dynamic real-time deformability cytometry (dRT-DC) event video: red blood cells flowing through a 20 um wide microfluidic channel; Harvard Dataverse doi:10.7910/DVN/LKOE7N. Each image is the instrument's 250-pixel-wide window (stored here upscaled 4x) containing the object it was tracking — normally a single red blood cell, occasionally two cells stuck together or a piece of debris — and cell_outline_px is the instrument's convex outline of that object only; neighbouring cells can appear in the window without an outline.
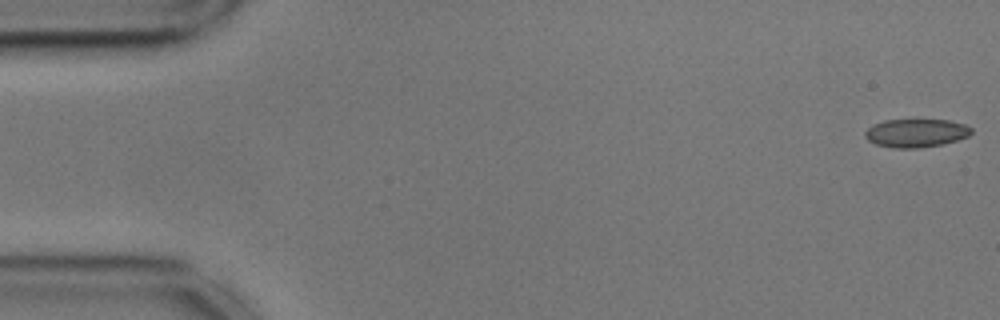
{"species": "common noctule bat (a hibernating species)", "species_latin": "Nyctalus noctula", "temperature_condition": "cold", "stored_images_in_passage": 55, "camera_frame_rate_fps": 3000, "um_per_image_px": 0.085, "animal": {"sex": "male", "body_mass_g": 17.9, "forearm_length_mm": 54.2}, "frame": {"image": 1, "passage_image": 1, "time_ms": 0.0, "image_size_px": [1000, 320], "cell_outline_px": [[972, 132], [968, 136], [956, 140], [940, 144], [916, 148], [892, 148], [876, 144], [868, 140], [864, 136], [864, 132], [872, 124], [884, 120], [948, 120], [964, 124], [972, 128]], "centroid_in_image_um": [77.82, 11.3], "position_along_channel_um": 7.2, "area_um2": 17.46}}
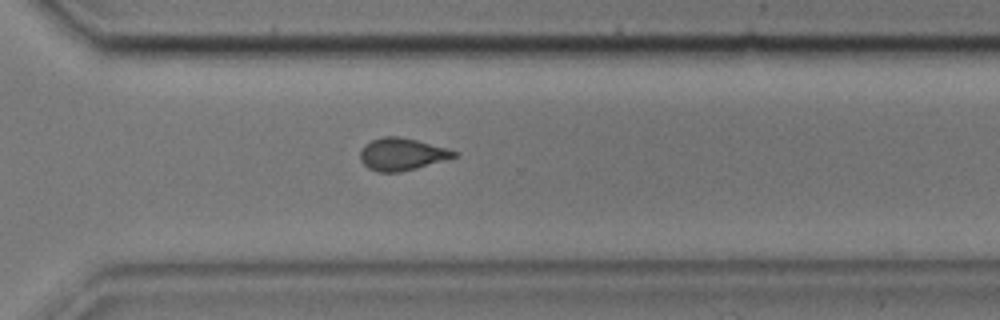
{"frame": {"image": 2, "passage_image": 39, "time_ms": 12.667, "image_size_px": [1000, 320], "cell_outline_px": [[460, 156], [416, 168], [400, 172], [376, 172], [368, 168], [360, 160], [360, 152], [364, 144], [372, 140], [384, 136], [396, 136], [416, 140], [460, 152]], "centroid_in_image_um": [34.17, 13.11], "position_along_channel_um": 336.4, "area_um2": 17.69}}
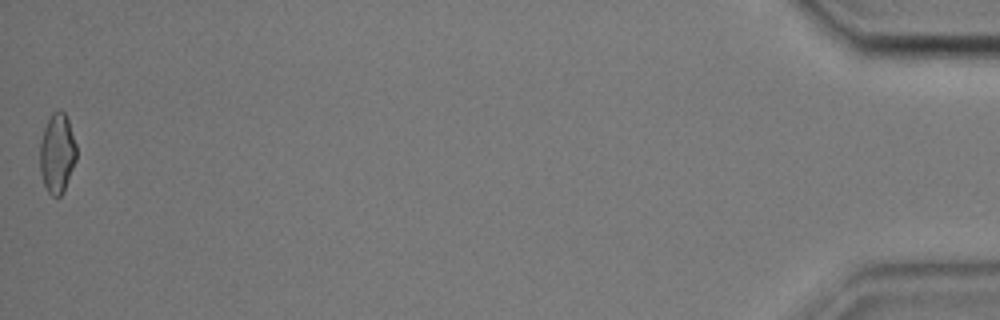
{"frame": {"image": 3, "passage_image": 55, "time_ms": 18.0, "image_size_px": [1000, 320], "cell_outline_px": [[76, 160], [64, 192], [60, 196], [52, 196], [48, 192], [44, 184], [40, 172], [40, 140], [44, 128], [52, 112], [60, 108], [64, 112], [68, 120], [76, 144]], "centroid_in_image_um": [4.86, 13.02], "position_along_channel_um": 430.3, "area_um2": 17.05}, "authors_computed_cell_mechanics": {"area_um2": 17.7446, "velocity_mm_per_s": 3.597, "shape_relaxation_time_tau1_ms": 5.7009, "shape_relaxation_time_tau2_ms": 1.4425, "deformation_change_tau1": 0.1479, "deformation_change_tau2": 0.0948}}